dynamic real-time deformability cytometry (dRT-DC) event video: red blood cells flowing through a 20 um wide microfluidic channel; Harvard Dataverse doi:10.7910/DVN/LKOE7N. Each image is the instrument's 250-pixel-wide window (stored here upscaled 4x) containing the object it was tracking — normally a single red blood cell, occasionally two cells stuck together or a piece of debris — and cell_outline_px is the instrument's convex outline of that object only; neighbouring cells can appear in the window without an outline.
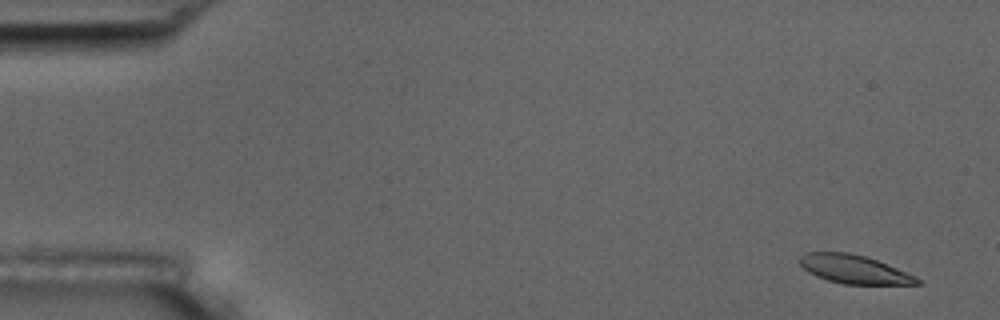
{"species": "common noctule bat (a hibernating species)", "species_latin": "Nyctalus noctula", "temperature_condition": "room temperature", "stored_images_in_passage": 54, "camera_frame_rate_fps": 3000, "um_per_image_px": 0.085, "animal": {"sex": "male", "body_mass_g": 17.5, "forearm_length_mm": 52.3}, "frame": {"image": 1, "passage_image": 1, "time_ms": 0.0, "image_size_px": [1000, 320], "cell_outline_px": [[920, 284], [844, 284], [828, 280], [816, 276], [808, 272], [800, 264], [800, 256], [808, 252], [848, 252], [864, 256], [876, 260], [916, 276], [920, 280]], "centroid_in_image_um": [72.58, 22.89], "position_along_channel_um": 12.4, "area_um2": 19.25}}
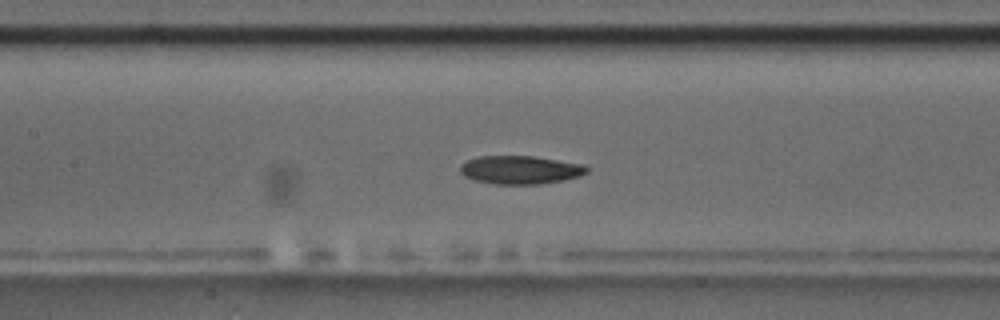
{"frame": {"image": 2, "passage_image": 24, "time_ms": 7.667, "image_size_px": [1000, 320], "cell_outline_px": [[588, 172], [580, 176], [564, 180], [540, 184], [492, 184], [472, 180], [464, 176], [460, 172], [460, 164], [476, 156], [532, 156], [584, 164], [588, 168]], "centroid_in_image_um": [44.2, 14.44], "position_along_channel_um": 163.2, "area_um2": 21.1}}
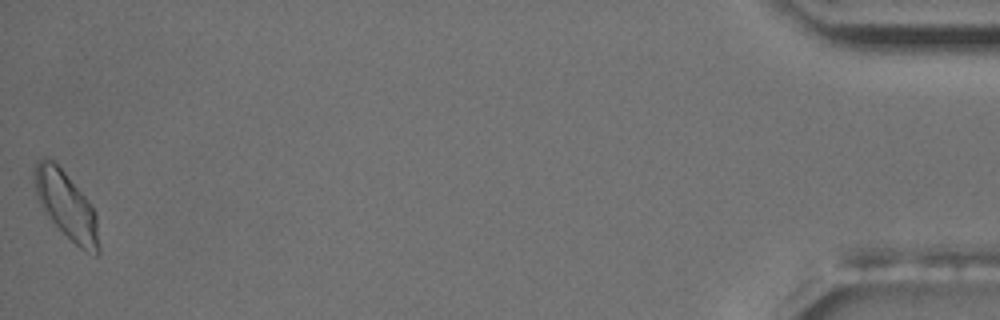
{"frame": {"image": 3, "passage_image": 54, "time_ms": 17.667, "image_size_px": [1000, 320], "cell_outline_px": [[100, 252], [96, 256], [80, 248], [48, 216], [40, 204], [36, 192], [36, 160], [44, 156], [48, 156], [64, 172], [84, 196], [96, 212], [100, 248]], "centroid_in_image_um": [5.68, 17.48], "position_along_channel_um": 429.5, "area_um2": 24.45}, "authors_computed_cell_mechanics": {"area_um2": 21.097, "velocity_mm_per_s": 3.6046, "shape_relaxation_time_tau1_ms": 5.1245, "shape_relaxation_time_tau2_ms": 4.8206, "deformation_change_tau1": 0.144, "deformation_change_tau2": 0.1044}}